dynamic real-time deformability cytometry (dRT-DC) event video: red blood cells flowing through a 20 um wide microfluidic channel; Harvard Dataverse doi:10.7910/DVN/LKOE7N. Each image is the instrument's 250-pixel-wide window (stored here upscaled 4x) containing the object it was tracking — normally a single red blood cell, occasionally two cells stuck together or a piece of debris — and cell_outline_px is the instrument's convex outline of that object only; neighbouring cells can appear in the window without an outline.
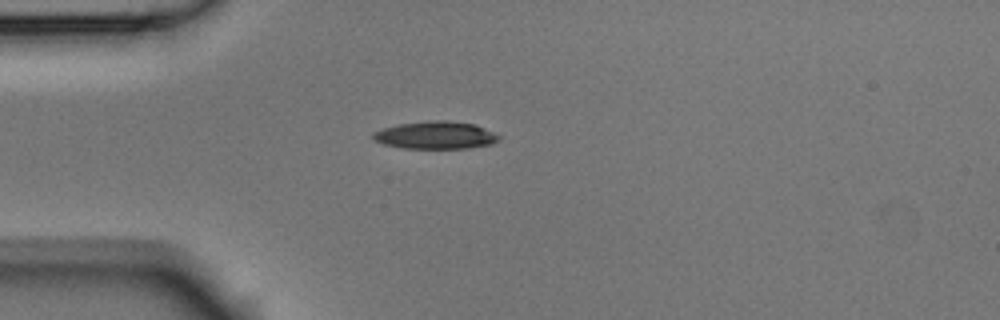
{"species": "Egyptian fruit bat (a non-hibernating species)", "species_latin": "Rousettus aegyptiacus", "temperature_condition": "room temperature", "stored_images_in_passage": 4, "camera_frame_rate_fps": 3000, "um_per_image_px": 0.085, "animal": {"sex": "male"}, "frame": {"image": 1, "passage_image": 4, "time_ms": 1.0, "image_size_px": [1000, 320], "cell_outline_px": [[500, 136], [492, 144], [468, 148], [400, 148], [384, 144], [372, 140], [372, 132], [384, 128], [400, 124], [436, 120], [444, 120], [472, 124], [484, 128]], "centroid_in_image_um": [36.97, 11.5], "position_along_channel_um": 48.0, "area_um2": 19.94}}